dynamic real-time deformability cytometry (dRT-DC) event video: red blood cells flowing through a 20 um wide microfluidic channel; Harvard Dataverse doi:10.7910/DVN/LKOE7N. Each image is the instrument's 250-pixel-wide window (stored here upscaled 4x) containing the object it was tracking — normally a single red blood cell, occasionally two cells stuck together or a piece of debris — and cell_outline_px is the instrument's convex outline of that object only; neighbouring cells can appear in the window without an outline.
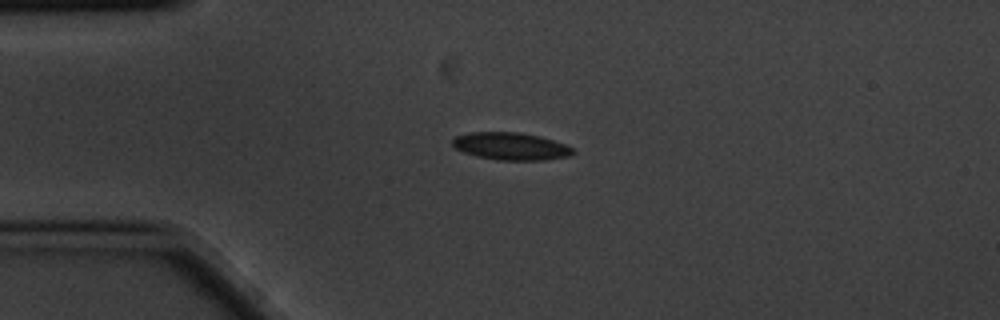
{"species": "common noctule bat (a hibernating species)", "species_latin": "Nyctalus noctula", "temperature_condition": "cold", "stored_images_in_passage": 3, "segment_of_instrument_passage": [1, 2], "camera_frame_rate_fps": 3000, "um_per_image_px": 0.085, "animal": {"sex": "male", "body_mass_g": 20.1, "forearm_length_mm": 53.5}, "frame": {"image": 1, "passage_image": 1, "time_ms": 0.0, "image_size_px": [1000, 320], "cell_outline_px": [[576, 152], [568, 156], [544, 160], [496, 160], [476, 156], [464, 152], [456, 148], [452, 144], [452, 140], [456, 136], [472, 132], [520, 132], [540, 136], [564, 144], [572, 148]], "centroid_in_image_um": [43.42, 12.43], "position_along_channel_um": 41.6, "area_um2": 19.19}}